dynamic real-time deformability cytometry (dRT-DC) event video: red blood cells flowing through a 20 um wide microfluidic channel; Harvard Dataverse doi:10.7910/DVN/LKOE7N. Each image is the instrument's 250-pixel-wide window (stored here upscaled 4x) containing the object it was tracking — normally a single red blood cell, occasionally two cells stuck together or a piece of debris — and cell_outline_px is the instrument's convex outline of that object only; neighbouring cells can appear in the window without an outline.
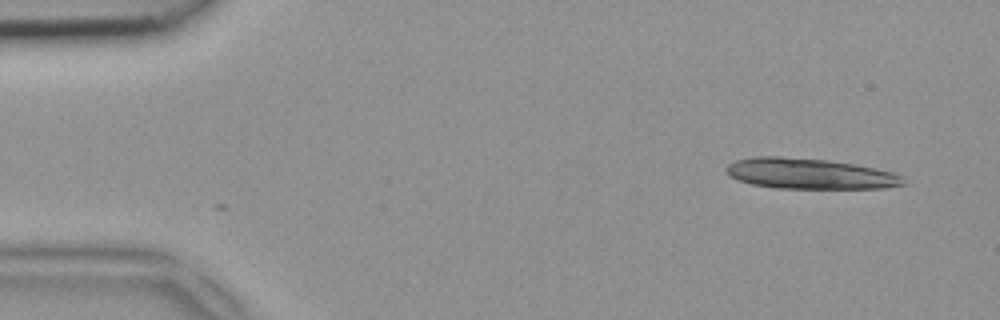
{"species": "common noctule bat (a hibernating species)", "species_latin": "Nyctalus noctula", "temperature_condition": "room temperature", "stored_images_in_passage": 2, "camera_frame_rate_fps": 3000, "um_per_image_px": 0.085, "animal": {"sex": "female", "body_mass_g": 18.4}, "frame": {"image": 1, "passage_image": 1, "time_ms": 0.0, "image_size_px": [1000, 320], "cell_outline_px": [[904, 184], [884, 188], [776, 188], [752, 184], [736, 180], [724, 168], [728, 164], [736, 160], [752, 156], [780, 156], [828, 160], [852, 164], [892, 172], [900, 176]], "centroid_in_image_um": [68.74, 14.76], "position_along_channel_um": 16.3, "area_um2": 31.27}}